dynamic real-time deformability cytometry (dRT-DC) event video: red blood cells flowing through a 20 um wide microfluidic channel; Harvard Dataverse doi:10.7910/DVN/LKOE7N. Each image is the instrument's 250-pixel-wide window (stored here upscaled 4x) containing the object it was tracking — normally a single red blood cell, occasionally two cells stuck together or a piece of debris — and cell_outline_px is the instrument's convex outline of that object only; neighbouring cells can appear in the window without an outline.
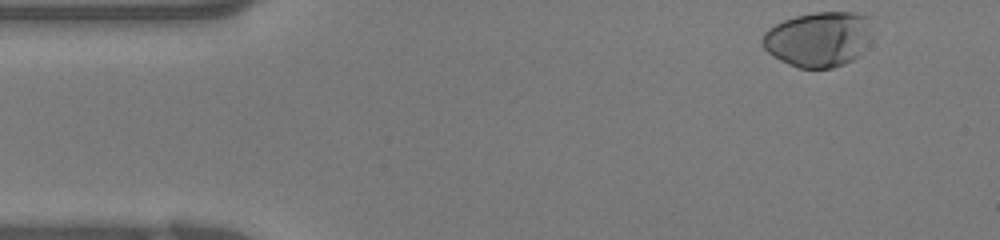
{"species": "human", "species_latin": "Homo sapiens", "temperature_condition": "warm", "stored_images_in_passage": 37, "camera_frame_rate_fps": 3000, "um_per_image_px": 0.085, "donor": {"sex": "female"}, "frame": {"image": 1, "passage_image": 1, "time_ms": 0.0, "image_size_px": [1000, 240], "cell_outline_px": [[868, 16], [864, 32], [856, 56], [852, 60], [844, 64], [832, 68], [800, 68], [788, 64], [772, 56], [764, 48], [760, 40], [764, 32], [768, 28], [784, 20], [796, 16], [816, 12], [856, 12]], "centroid_in_image_um": [69.39, 3.33], "position_along_channel_um": 15.6, "area_um2": 33.93}}
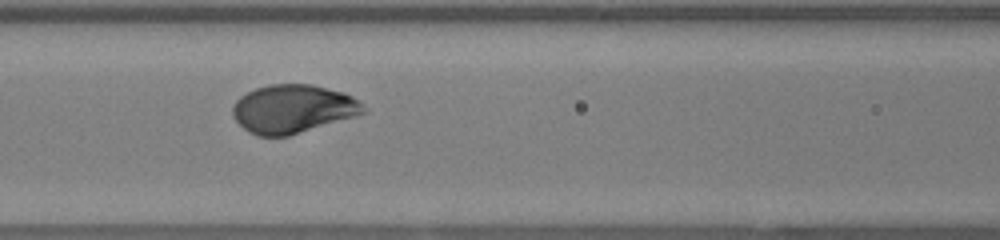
{"frame": {"image": 2, "passage_image": 14, "time_ms": 4.333, "image_size_px": [1000, 240], "cell_outline_px": [[368, 112], [356, 116], [288, 136], [256, 136], [248, 132], [232, 116], [232, 104], [240, 96], [256, 88], [272, 84], [312, 84], [344, 92], [360, 100], [368, 108]], "centroid_in_image_um": [24.93, 9.25], "position_along_channel_um": 141.7, "area_um2": 37.22}}
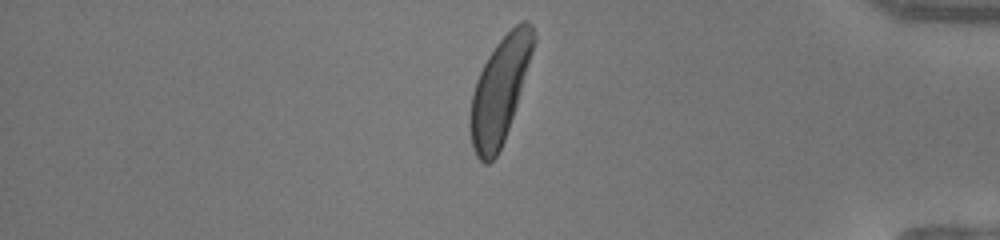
{"frame": {"image": 3, "passage_image": 31, "time_ms": 10.0, "image_size_px": [1000, 240], "cell_outline_px": [[536, 40], [516, 104], [504, 140], [496, 156], [488, 164], [484, 164], [476, 156], [472, 148], [468, 128], [468, 116], [472, 92], [476, 80], [488, 56], [496, 44], [520, 20], [528, 20], [532, 24], [536, 36]], "centroid_in_image_um": [42.44, 7.69], "position_along_channel_um": 392.8, "area_um2": 38.67}}